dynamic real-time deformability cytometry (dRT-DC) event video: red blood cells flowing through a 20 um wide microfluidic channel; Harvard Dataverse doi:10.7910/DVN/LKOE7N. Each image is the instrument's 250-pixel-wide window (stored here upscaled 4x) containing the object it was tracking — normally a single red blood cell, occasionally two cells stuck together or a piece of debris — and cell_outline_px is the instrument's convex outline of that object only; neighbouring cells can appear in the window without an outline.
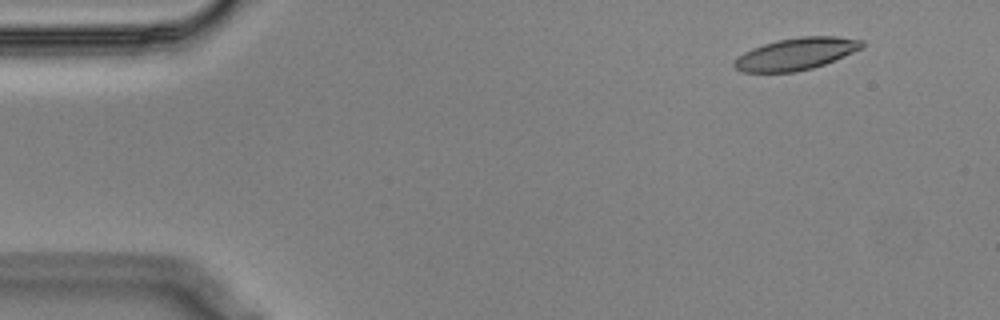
{"species": "Egyptian fruit bat (a non-hibernating species)", "species_latin": "Rousettus aegyptiacus", "temperature_condition": "cold", "stored_images_in_passage": 52, "camera_frame_rate_fps": 3000, "um_per_image_px": 0.085, "animal": {"sex": "male"}, "frame": {"image": 1, "passage_image": 1, "time_ms": 0.0, "image_size_px": [1000, 320], "cell_outline_px": [[868, 44], [864, 48], [824, 64], [812, 68], [796, 72], [740, 72], [732, 64], [744, 52], [752, 48], [764, 44], [780, 40], [800, 36], [836, 36], [864, 40]], "centroid_in_image_um": [67.73, 4.57], "position_along_channel_um": 17.3, "area_um2": 23.87}}
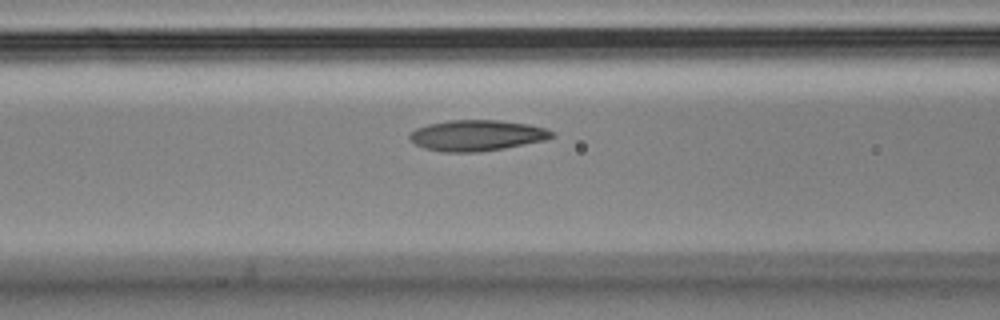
{"frame": {"image": 2, "passage_image": 18, "time_ms": 5.667, "image_size_px": [1000, 320], "cell_outline_px": [[556, 136], [544, 140], [504, 148], [480, 152], [444, 152], [424, 148], [416, 144], [408, 136], [416, 128], [428, 124], [448, 120], [500, 120], [528, 124], [544, 128], [556, 132]], "centroid_in_image_um": [40.55, 11.51], "position_along_channel_um": 126.0, "area_um2": 25.55}}
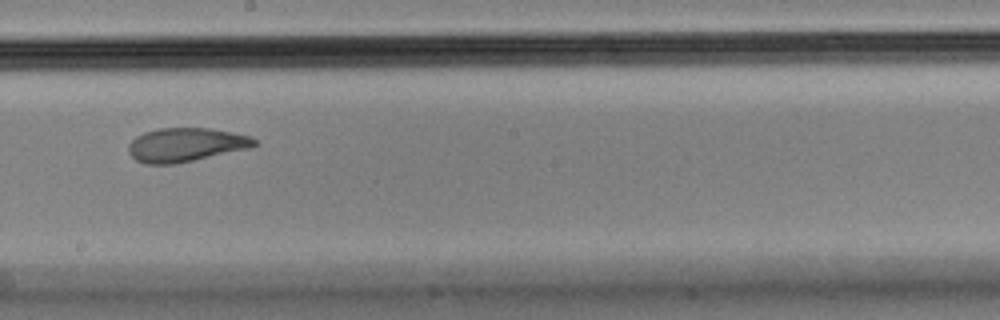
{"frame": {"image": 3, "passage_image": 27, "time_ms": 8.667, "image_size_px": [1000, 320], "cell_outline_px": [[260, 144], [252, 148], [176, 164], [144, 164], [136, 160], [128, 152], [128, 144], [136, 136], [144, 132], [160, 128], [208, 128], [232, 132], [252, 136]], "centroid_in_image_um": [15.83, 12.31], "position_along_channel_um": 232.4, "area_um2": 25.14}, "authors_computed_cell_mechanics": {"area_um2": 25.2586, "velocity_mm_per_s": 3.5507, "shape_relaxation_time_tau1_ms": null, "shape_relaxation_time_tau2_ms": 2.1186, "deformation_change_tau1": null, "deformation_change_tau2": 0.0673}}